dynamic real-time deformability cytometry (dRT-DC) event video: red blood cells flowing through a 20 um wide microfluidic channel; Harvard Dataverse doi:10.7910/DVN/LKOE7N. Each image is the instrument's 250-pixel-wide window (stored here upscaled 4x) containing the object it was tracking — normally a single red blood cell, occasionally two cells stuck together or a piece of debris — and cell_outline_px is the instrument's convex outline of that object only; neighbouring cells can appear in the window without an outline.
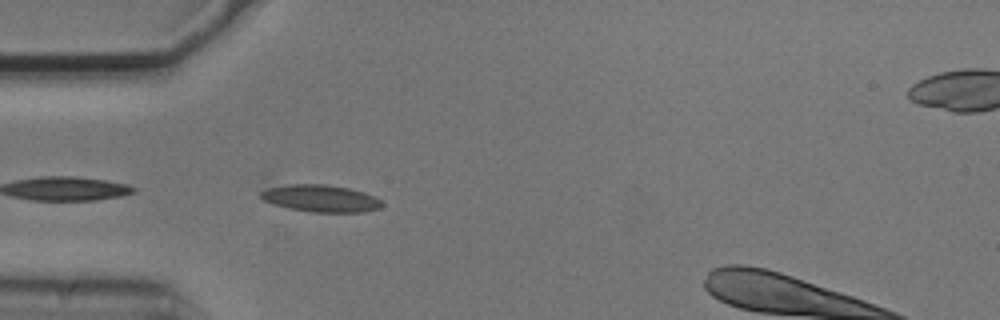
{"species": "common noctule bat (a hibernating species)", "species_latin": "Nyctalus noctula", "temperature_condition": "cold", "stored_images_in_passage": 8, "camera_frame_rate_fps": 3000, "um_per_image_px": 0.085, "animal": {"sex": "male", "body_mass_g": 20.5, "forearm_length_mm": 52.5}, "frame": {"image": 1, "passage_image": 7, "time_ms": 2.0, "image_size_px": [1000, 320], "cell_outline_px": [[384, 204], [380, 208], [364, 212], [312, 212], [288, 208], [272, 204], [264, 200], [260, 196], [260, 192], [264, 176], [324, 184], [348, 188], [364, 192], [380, 200]], "centroid_in_image_um": [26.87, 16.72], "position_along_channel_um": 58.1, "area_um2": 21.44}}